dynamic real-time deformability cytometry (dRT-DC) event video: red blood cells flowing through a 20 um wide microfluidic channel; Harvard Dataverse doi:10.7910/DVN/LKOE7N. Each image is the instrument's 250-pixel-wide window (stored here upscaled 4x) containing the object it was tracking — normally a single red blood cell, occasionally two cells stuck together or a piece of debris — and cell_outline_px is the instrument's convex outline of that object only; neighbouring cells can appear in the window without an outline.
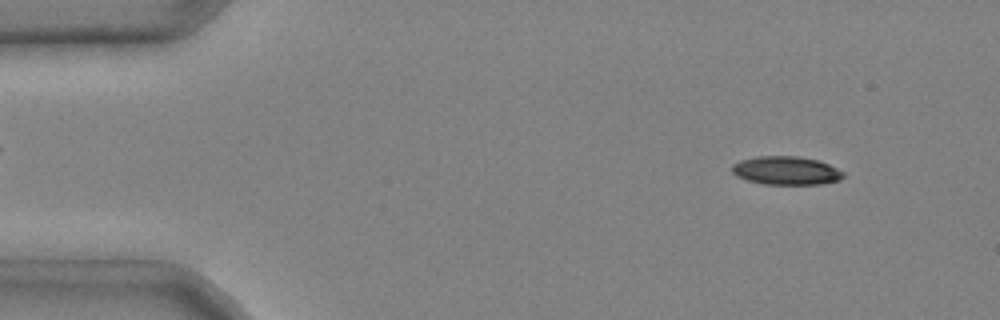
{"species": "common noctule bat (a hibernating species)", "species_latin": "Nyctalus noctula", "temperature_condition": "cold", "stored_images_in_passage": 3, "camera_frame_rate_fps": 3000, "um_per_image_px": 0.085, "animal": {"sex": "male", "body_mass_g": 20.4}, "frame": {"image": 1, "passage_image": 1, "time_ms": 0.0, "image_size_px": [1000, 320], "cell_outline_px": [[844, 176], [840, 180], [820, 184], [764, 184], [748, 180], [736, 176], [732, 172], [732, 164], [740, 160], [756, 156], [800, 156], [820, 160], [844, 172]], "centroid_in_image_um": [66.82, 14.49], "position_along_channel_um": 18.2, "area_um2": 18.55}}